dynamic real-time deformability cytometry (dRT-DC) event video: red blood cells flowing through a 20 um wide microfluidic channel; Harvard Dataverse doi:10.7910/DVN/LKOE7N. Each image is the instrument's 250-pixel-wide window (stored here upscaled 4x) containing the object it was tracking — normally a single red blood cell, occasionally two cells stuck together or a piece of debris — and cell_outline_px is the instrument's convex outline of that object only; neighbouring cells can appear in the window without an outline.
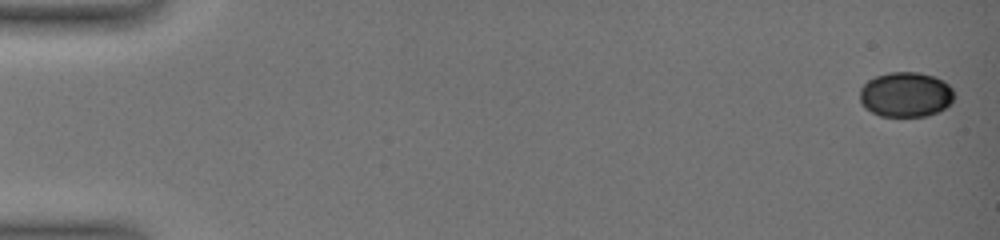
{"species": "common noctule bat (a hibernating species)", "species_latin": "Nyctalus noctula", "temperature_condition": "warm", "stored_images_in_passage": 9, "camera_frame_rate_fps": 3000, "um_per_image_px": 0.085, "animal": {"sex": "female", "body_mass_g": 19.0, "forearm_length_mm": 51.5}, "frame": {"image": 1, "passage_image": 1, "time_ms": 0.0, "image_size_px": [1000, 240], "cell_outline_px": [[952, 100], [944, 108], [928, 116], [880, 116], [864, 108], [860, 104], [860, 88], [868, 80], [876, 76], [888, 72], [920, 72], [944, 80], [952, 88]], "centroid_in_image_um": [76.94, 8.03], "position_along_channel_um": 8.1, "area_um2": 24.74}}
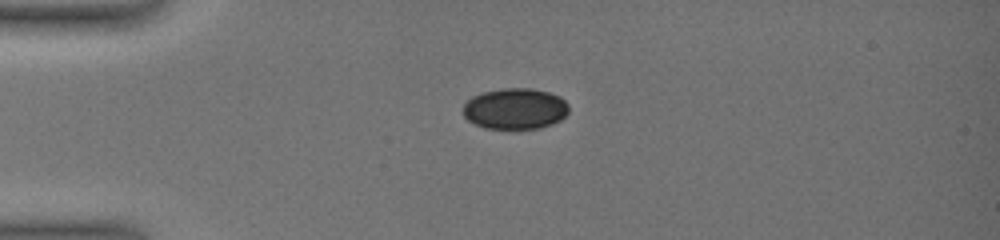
{"frame": {"image": 2, "passage_image": 5, "time_ms": 4.667, "image_size_px": [1000, 240], "cell_outline_px": [[568, 112], [560, 120], [552, 124], [540, 128], [516, 132], [484, 128], [468, 120], [464, 116], [464, 104], [472, 96], [484, 92], [504, 88], [532, 88], [548, 92], [560, 96], [568, 104]], "centroid_in_image_um": [43.79, 9.29], "position_along_channel_um": 41.2, "area_um2": 25.95}}
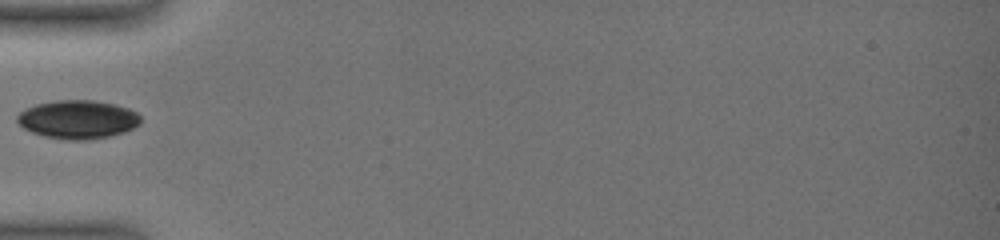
{"frame": {"image": 3, "passage_image": 7, "time_ms": 6.667, "image_size_px": [1000, 240], "cell_outline_px": [[140, 124], [124, 132], [108, 136], [84, 140], [68, 140], [44, 136], [32, 132], [24, 128], [16, 120], [16, 116], [20, 112], [36, 104], [56, 100], [92, 100], [112, 104], [128, 108], [136, 112], [140, 116]], "centroid_in_image_um": [6.6, 10.15], "position_along_channel_um": 78.4, "area_um2": 27.46}}